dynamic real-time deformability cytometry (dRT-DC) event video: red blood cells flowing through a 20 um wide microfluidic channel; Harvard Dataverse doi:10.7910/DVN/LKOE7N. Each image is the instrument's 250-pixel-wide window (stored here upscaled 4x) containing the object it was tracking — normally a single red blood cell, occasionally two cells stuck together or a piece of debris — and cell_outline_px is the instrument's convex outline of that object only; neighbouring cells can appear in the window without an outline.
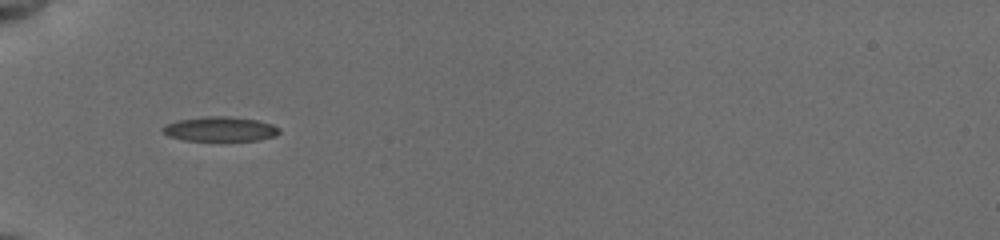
{"species": "common noctule bat (a hibernating species)", "species_latin": "Nyctalus noctula", "temperature_condition": "cold", "stored_images_in_passage": 45, "camera_frame_rate_fps": 3000, "um_per_image_px": 0.085, "animal": {"sex": "female", "body_mass_g": 19.5, "forearm_length_mm": 54.1}, "frame": {"image": 1, "passage_image": 1, "time_ms": 0.0, "image_size_px": [1000, 240], "cell_outline_px": [[280, 132], [276, 136], [256, 140], [184, 140], [168, 136], [160, 128], [164, 124], [176, 120], [204, 116], [228, 116], [256, 120], [272, 124], [280, 128]], "centroid_in_image_um": [18.68, 10.96], "position_along_channel_um": 66.3, "area_um2": 16.76}}
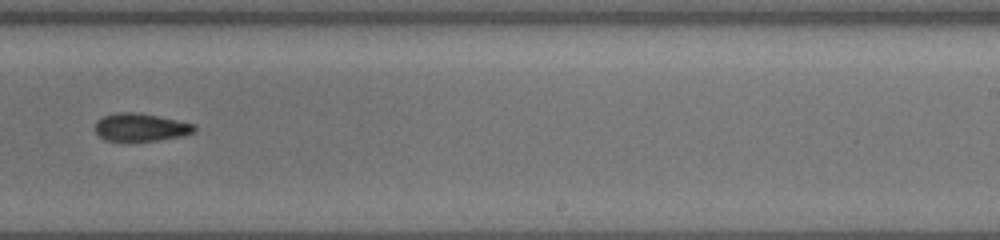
{"frame": {"image": 2, "passage_image": 15, "time_ms": 5.667, "image_size_px": [1000, 240], "cell_outline_px": [[196, 128], [192, 132], [184, 136], [156, 140], [104, 140], [96, 132], [96, 120], [104, 116], [116, 112], [136, 112], [196, 124]], "centroid_in_image_um": [11.96, 10.81], "position_along_channel_um": 277.0, "area_um2": 15.84}}
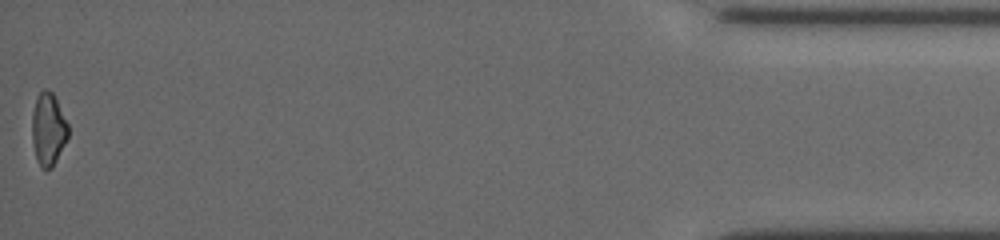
{"frame": {"image": 3, "passage_image": 44, "time_ms": 11.667, "image_size_px": [1000, 240], "cell_outline_px": [[68, 136], [52, 168], [40, 168], [36, 160], [32, 140], [32, 112], [36, 96], [44, 88], [48, 88], [52, 92], [68, 124]], "centroid_in_image_um": [4.08, 10.97], "position_along_channel_um": 431.1, "area_um2": 15.26}}